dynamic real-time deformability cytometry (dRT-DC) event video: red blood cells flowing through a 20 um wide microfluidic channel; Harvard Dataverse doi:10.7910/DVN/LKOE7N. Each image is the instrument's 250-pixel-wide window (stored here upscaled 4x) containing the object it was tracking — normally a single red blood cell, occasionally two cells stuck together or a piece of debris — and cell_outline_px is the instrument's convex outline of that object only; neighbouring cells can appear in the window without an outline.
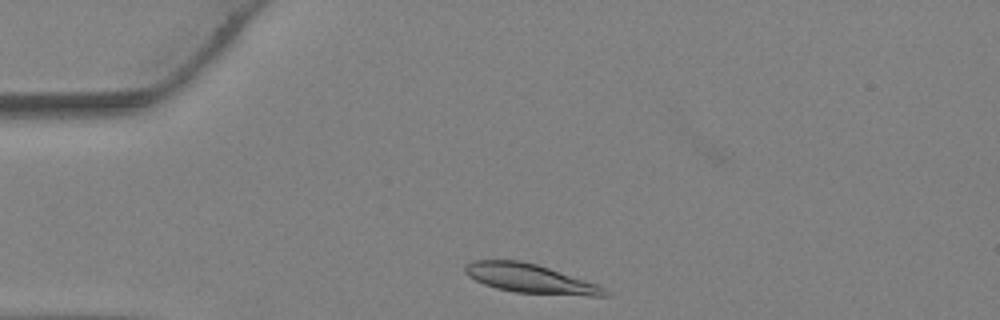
{"species": "Egyptian fruit bat (a non-hibernating species)", "species_latin": "Rousettus aegyptiacus", "temperature_condition": "warm", "stored_images_in_passage": 23, "camera_frame_rate_fps": 3000, "um_per_image_px": 0.085, "animal": {"sex": "female"}, "frame": {"image": 1, "passage_image": 2, "time_ms": 0.333, "image_size_px": [1000, 320], "cell_outline_px": [[612, 292], [608, 296], [588, 296], [516, 292], [496, 288], [484, 284], [468, 276], [464, 272], [464, 268], [472, 260], [520, 260], [536, 264], [596, 284]], "centroid_in_image_um": [45.06, 23.68], "position_along_channel_um": 39.9, "area_um2": 23.41}}
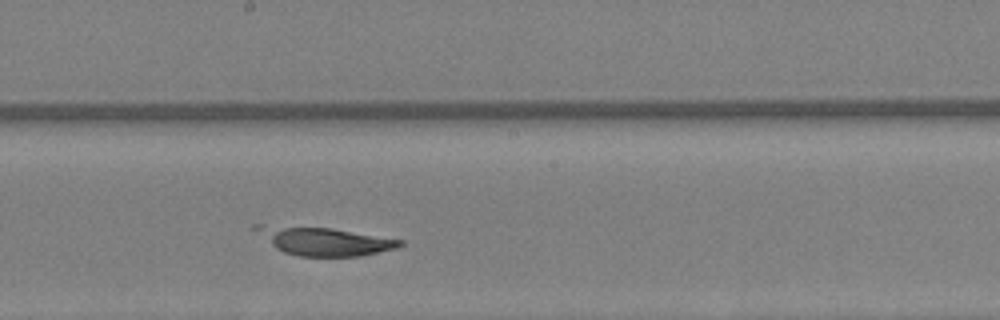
{"frame": {"image": 2, "passage_image": 14, "time_ms": 4.333, "image_size_px": [1000, 320], "cell_outline_px": [[404, 244], [396, 248], [360, 256], [300, 256], [284, 252], [276, 248], [252, 228], [252, 224], [264, 224], [332, 228], [404, 240]], "centroid_in_image_um": [27.54, 20.48], "position_along_channel_um": 220.7, "area_um2": 23.64}}
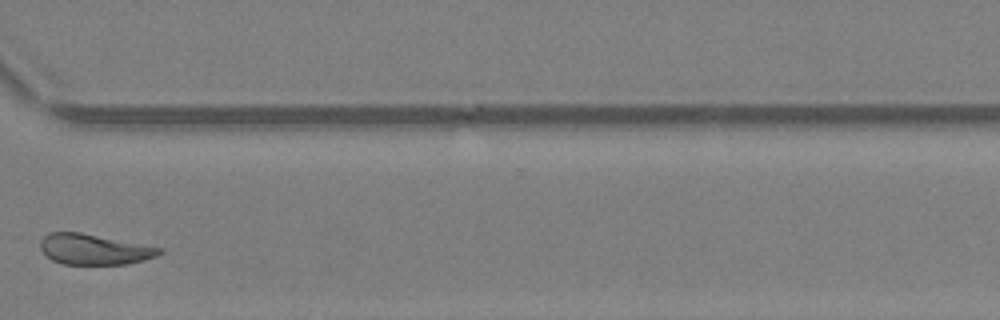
{"frame": {"image": 3, "passage_image": 22, "time_ms": 7.0, "image_size_px": [1000, 320], "cell_outline_px": [[164, 252], [156, 256], [144, 260], [124, 264], [64, 264], [52, 260], [40, 248], [40, 240], [48, 232], [80, 232], [164, 248]], "centroid_in_image_um": [8.02, 21.18], "position_along_channel_um": 362.6, "area_um2": 21.15}}